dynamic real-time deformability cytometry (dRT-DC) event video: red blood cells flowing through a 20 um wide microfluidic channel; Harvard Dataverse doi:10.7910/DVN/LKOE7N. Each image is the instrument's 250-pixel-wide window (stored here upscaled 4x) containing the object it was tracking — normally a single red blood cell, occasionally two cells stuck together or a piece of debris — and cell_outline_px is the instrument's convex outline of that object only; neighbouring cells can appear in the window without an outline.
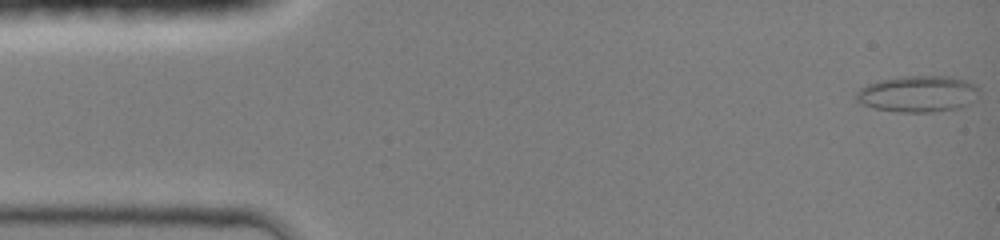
{"species": "common noctule bat (a hibernating species)", "species_latin": "Nyctalus noctula", "temperature_condition": "room temperature", "stored_images_in_passage": 8, "camera_frame_rate_fps": 3000, "um_per_image_px": 0.085, "animal": {"sex": "female", "body_mass_g": 19.0, "forearm_length_mm": 51.5}, "frame": {"image": 1, "passage_image": 1, "time_ms": 0.0, "image_size_px": [1000, 240], "cell_outline_px": [[980, 92], [968, 104], [960, 108], [936, 112], [896, 112], [876, 108], [864, 104], [856, 100], [856, 92], [860, 88], [868, 84], [880, 80], [896, 76], [948, 76], [968, 80], [976, 84], [980, 88]], "centroid_in_image_um": [78.06, 7.97], "position_along_channel_um": 6.9, "area_um2": 26.3}}
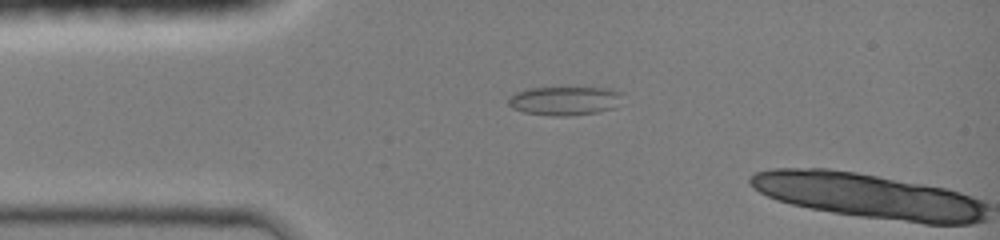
{"frame": {"image": 2, "passage_image": 7, "time_ms": 3.0, "image_size_px": [1000, 240], "cell_outline_px": [[620, 96], [616, 108], [596, 112], [568, 116], [552, 116], [524, 112], [512, 108], [508, 104], [508, 96], [516, 92], [532, 88], [608, 88], [620, 92]], "centroid_in_image_um": [47.95, 8.57], "position_along_channel_um": 37.0, "area_um2": 19.02}}